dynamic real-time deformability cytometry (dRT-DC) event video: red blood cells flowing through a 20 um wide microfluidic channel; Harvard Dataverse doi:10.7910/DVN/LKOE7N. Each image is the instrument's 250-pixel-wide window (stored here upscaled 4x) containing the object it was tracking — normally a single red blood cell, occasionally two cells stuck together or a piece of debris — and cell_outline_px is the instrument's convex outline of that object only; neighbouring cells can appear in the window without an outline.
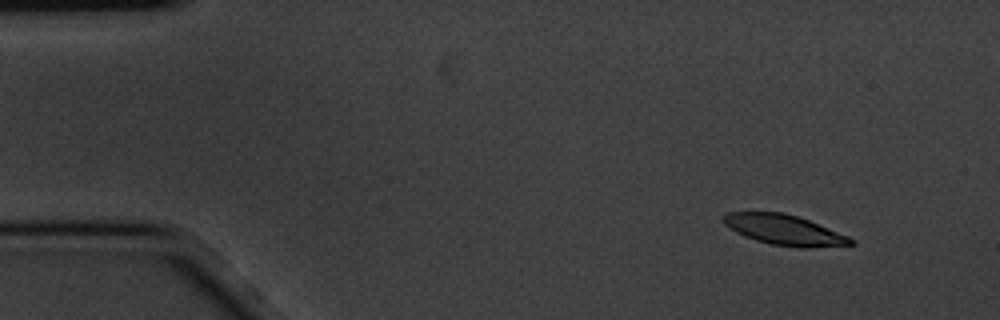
{"species": "common noctule bat (a hibernating species)", "species_latin": "Nyctalus noctula", "temperature_condition": "cold", "stored_images_in_passage": 4, "camera_frame_rate_fps": 3000, "um_per_image_px": 0.085, "animal": {"sex": "male", "body_mass_g": 20.1, "forearm_length_mm": 53.5}, "frame": {"image": 1, "passage_image": 1, "time_ms": 0.0, "image_size_px": [1000, 320], "cell_outline_px": [[856, 244], [808, 248], [800, 248], [772, 244], [756, 240], [744, 236], [736, 232], [724, 224], [720, 220], [728, 212], [784, 212], [808, 220], [848, 236], [856, 240]], "centroid_in_image_um": [66.67, 19.55], "position_along_channel_um": 18.3, "area_um2": 22.37}}
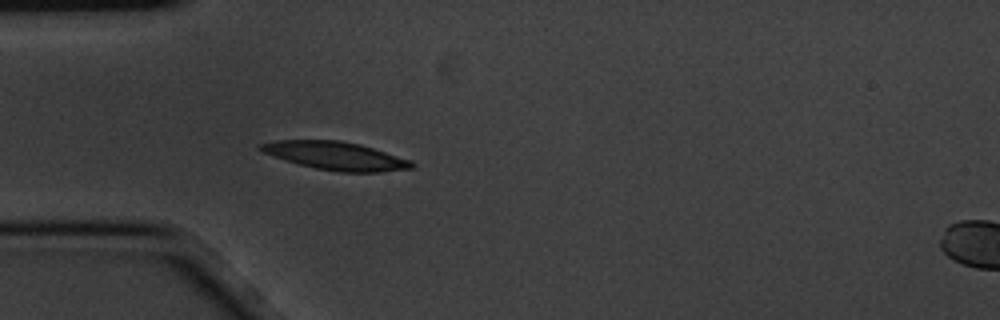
{"frame": {"image": 2, "passage_image": 4, "time_ms": 1.0, "image_size_px": [1000, 320], "cell_outline_px": [[416, 164], [412, 168], [380, 172], [340, 172], [316, 168], [284, 160], [272, 156], [264, 152], [260, 148], [260, 144], [276, 140], [336, 140], [360, 144], [412, 160]], "centroid_in_image_um": [28.57, 13.25], "position_along_channel_um": 56.4, "area_um2": 24.62}}